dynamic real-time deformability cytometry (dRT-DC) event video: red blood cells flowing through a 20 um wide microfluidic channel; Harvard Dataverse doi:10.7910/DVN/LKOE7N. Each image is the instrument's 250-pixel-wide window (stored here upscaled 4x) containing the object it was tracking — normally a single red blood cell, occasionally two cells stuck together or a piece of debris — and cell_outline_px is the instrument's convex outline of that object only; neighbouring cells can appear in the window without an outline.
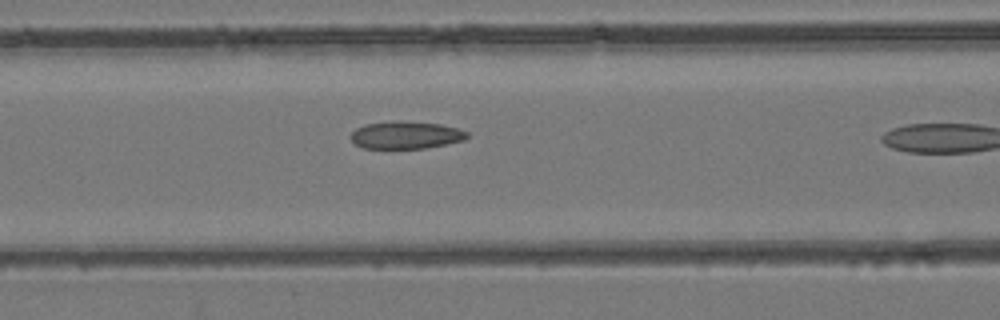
{"species": "common noctule bat (a hibernating species)", "species_latin": "Nyctalus noctula", "temperature_condition": "room temperature", "stored_images_in_passage": 10, "camera_frame_rate_fps": 3000, "um_per_image_px": 0.085, "animal": {"sex": "female", "body_mass_g": 24.6, "forearm_length_mm": 56.2}, "frame": {"image": 1, "passage_image": 9, "time_ms": 2.667, "image_size_px": [1000, 320], "cell_outline_px": [[468, 136], [464, 140], [424, 148], [364, 148], [356, 144], [348, 136], [356, 128], [364, 124], [388, 120], [400, 120], [440, 124], [456, 128], [468, 132]], "centroid_in_image_um": [34.44, 11.46], "position_along_channel_um": 132.2, "area_um2": 18.73}}